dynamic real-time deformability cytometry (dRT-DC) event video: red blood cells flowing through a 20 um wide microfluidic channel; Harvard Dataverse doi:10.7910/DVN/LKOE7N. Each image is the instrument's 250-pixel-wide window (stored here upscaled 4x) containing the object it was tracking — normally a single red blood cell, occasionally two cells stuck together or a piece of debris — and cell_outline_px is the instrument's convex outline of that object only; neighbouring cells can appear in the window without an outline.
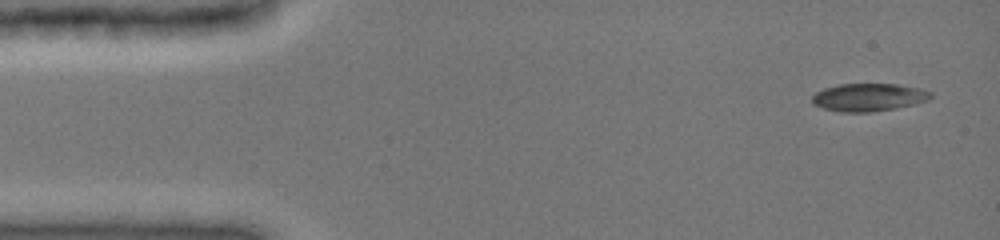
{"species": "common noctule bat (a hibernating species)", "species_latin": "Nyctalus noctula", "temperature_condition": "cold", "stored_images_in_passage": 41, "camera_frame_rate_fps": 3000, "um_per_image_px": 0.085, "animal": {"sex": "female", "body_mass_g": 19.0, "forearm_length_mm": 51.5}, "frame": {"image": 1, "passage_image": 1, "time_ms": 0.0, "image_size_px": [1000, 240], "cell_outline_px": [[932, 96], [928, 100], [896, 108], [872, 112], [840, 112], [824, 108], [812, 104], [812, 96], [816, 92], [824, 88], [840, 84], [896, 84], [920, 88], [932, 92]], "centroid_in_image_um": [73.82, 8.27], "position_along_channel_um": 11.2, "area_um2": 19.19}}
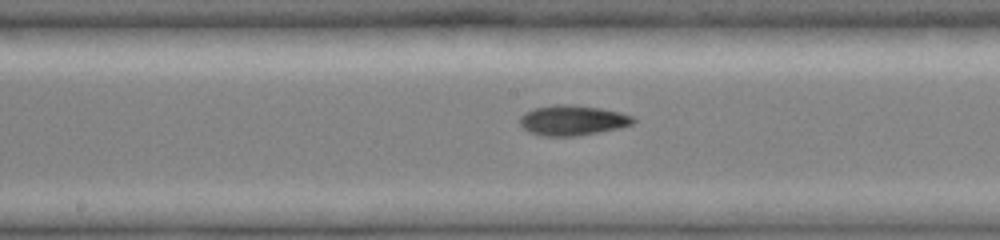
{"frame": {"image": 2, "passage_image": 24, "time_ms": 7.333, "image_size_px": [1000, 240], "cell_outline_px": [[636, 120], [632, 124], [620, 128], [580, 136], [544, 136], [528, 132], [520, 124], [520, 116], [524, 112], [536, 108], [556, 104], [572, 104], [600, 108], [620, 112], [632, 116]], "centroid_in_image_um": [48.67, 10.23], "position_along_channel_um": 199.5, "area_um2": 20.06}}
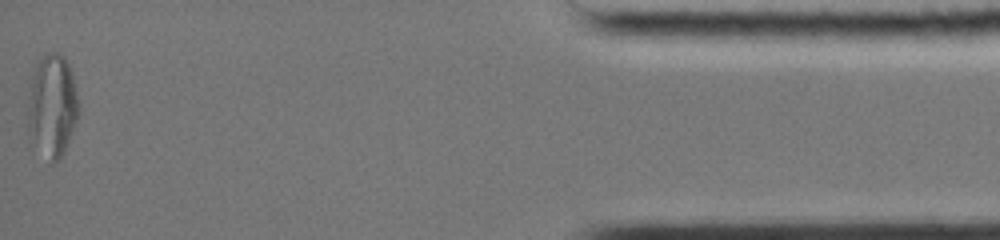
{"frame": {"image": 3, "passage_image": 41, "time_ms": 15.0, "image_size_px": [1000, 240], "cell_outline_px": [[80, 112], [64, 152], [56, 160], [52, 160], [28, 140], [24, 112], [32, 68], [48, 52], [60, 52], [64, 56], [72, 72], [80, 108]], "centroid_in_image_um": [4.37, 8.94], "position_along_channel_um": 430.8, "area_um2": 31.44}, "authors_computed_cell_mechanics": {"area_um2": 19.1318, "velocity_mm_per_s": 3.9728, "shape_relaxation_time_tau1_ms": 8.0918, "shape_relaxation_time_tau2_ms": 4.9111, "deformation_change_tau1": 0.2037, "deformation_change_tau2": 0.1027}}